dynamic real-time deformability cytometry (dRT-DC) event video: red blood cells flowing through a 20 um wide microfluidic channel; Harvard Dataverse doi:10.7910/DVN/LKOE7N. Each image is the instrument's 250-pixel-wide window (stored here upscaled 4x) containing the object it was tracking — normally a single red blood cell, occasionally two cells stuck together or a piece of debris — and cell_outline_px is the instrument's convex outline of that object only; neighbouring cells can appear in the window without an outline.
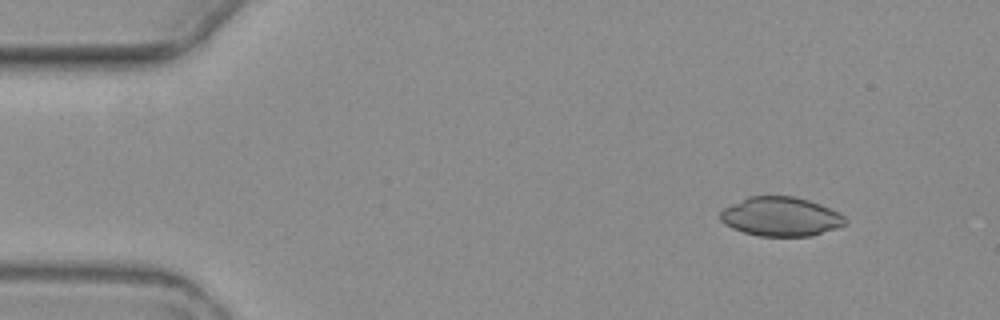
{"species": "common noctule bat (a hibernating species)", "species_latin": "Nyctalus noctula", "temperature_condition": "warm", "stored_images_in_passage": 6, "camera_frame_rate_fps": 3000, "um_per_image_px": 0.085, "animal": {"sex": "female", "body_mass_g": 19.3, "forearm_length_mm": 54.1}, "frame": {"image": 1, "passage_image": 1, "time_ms": 0.0, "image_size_px": [1000, 320], "cell_outline_px": [[848, 220], [844, 224], [836, 228], [812, 236], [760, 236], [744, 232], [732, 228], [724, 224], [720, 220], [720, 212], [724, 208], [748, 196], [792, 196], [808, 200], [820, 204], [844, 216]], "centroid_in_image_um": [66.34, 18.42], "position_along_channel_um": 18.7, "area_um2": 28.32}}